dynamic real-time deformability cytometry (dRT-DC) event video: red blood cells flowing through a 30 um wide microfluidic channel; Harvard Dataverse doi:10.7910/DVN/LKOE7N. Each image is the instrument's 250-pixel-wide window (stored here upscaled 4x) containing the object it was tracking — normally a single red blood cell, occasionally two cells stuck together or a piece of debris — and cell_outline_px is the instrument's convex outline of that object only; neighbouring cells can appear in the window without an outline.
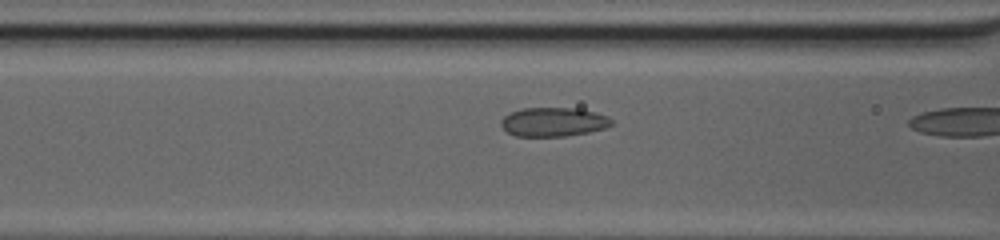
{"species": "common noctule bat (a hibernating species)", "species_latin": "Nyctalus noctula", "temperature_condition": "cold", "stored_images_in_passage": 10, "camera_frame_rate_fps": 3000, "um_per_image_px": 0.085, "animal": {"sex": "female", "body_mass_g": 20.0, "forearm_length_mm": 54.0}, "frame": {"image": 1, "passage_image": 9, "time_ms": 2.667, "image_size_px": [1000, 240], "cell_outline_px": [[612, 124], [604, 128], [588, 132], [564, 136], [516, 136], [508, 132], [500, 124], [500, 120], [504, 116], [512, 112], [524, 108], [576, 108], [596, 112], [608, 116], [612, 120]], "centroid_in_image_um": [47.04, 10.36], "position_along_channel_um": 119.6, "area_um2": 18.55}}